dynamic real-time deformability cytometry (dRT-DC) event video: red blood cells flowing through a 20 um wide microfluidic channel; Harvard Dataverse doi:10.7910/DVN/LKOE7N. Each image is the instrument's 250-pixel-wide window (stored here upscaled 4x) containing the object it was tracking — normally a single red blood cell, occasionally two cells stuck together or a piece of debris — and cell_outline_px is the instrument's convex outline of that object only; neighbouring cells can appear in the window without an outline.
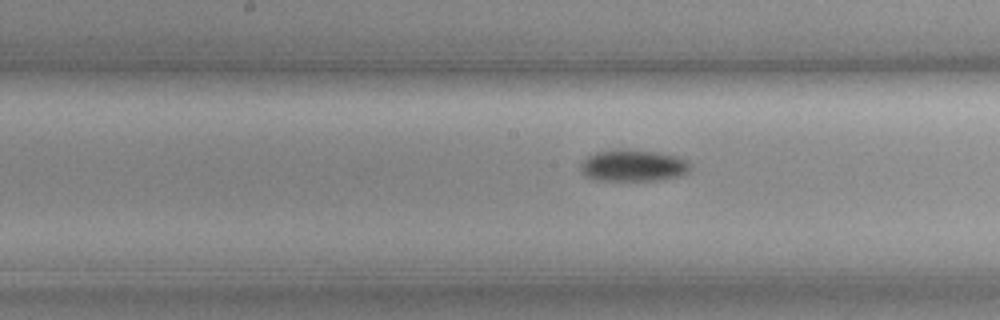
{"species": "common noctule bat (a hibernating species)", "species_latin": "Nyctalus noctula", "temperature_condition": "cold", "stored_images_in_passage": 20, "camera_frame_rate_fps": 3000, "um_per_image_px": 0.085, "animal": {"sex": "female", "body_mass_g": 19.3, "forearm_length_mm": 54.1}, "frame": {"image": 1, "passage_image": 11, "time_ms": 3.333, "image_size_px": [1000, 320], "cell_outline_px": [[692, 168], [688, 172], [680, 176], [660, 180], [596, 180], [584, 176], [580, 172], [580, 164], [588, 156], [596, 152], [612, 148], [628, 148], [656, 152], [676, 156], [688, 160], [692, 164]], "centroid_in_image_um": [53.82, 14.06], "position_along_channel_um": 194.4, "area_um2": 20.81}}
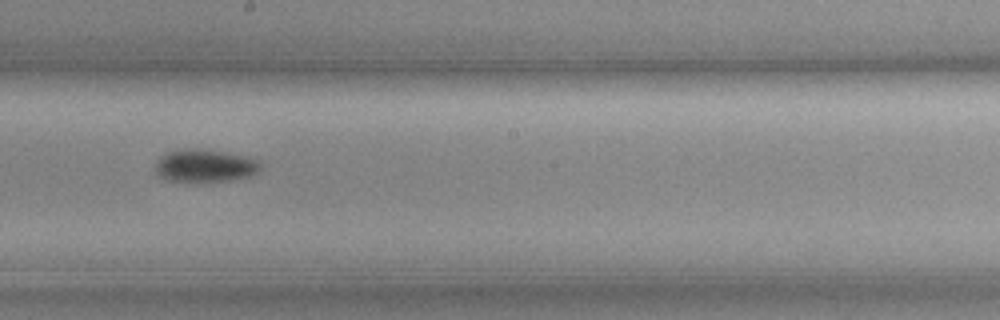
{"frame": {"image": 2, "passage_image": 14, "time_ms": 4.333, "image_size_px": [1000, 320], "cell_outline_px": [[260, 168], [256, 172], [248, 176], [228, 180], [164, 180], [156, 172], [156, 164], [168, 152], [220, 152], [240, 156], [256, 160], [260, 164]], "centroid_in_image_um": [17.43, 14.14], "position_along_channel_um": 230.8, "area_um2": 18.09}}